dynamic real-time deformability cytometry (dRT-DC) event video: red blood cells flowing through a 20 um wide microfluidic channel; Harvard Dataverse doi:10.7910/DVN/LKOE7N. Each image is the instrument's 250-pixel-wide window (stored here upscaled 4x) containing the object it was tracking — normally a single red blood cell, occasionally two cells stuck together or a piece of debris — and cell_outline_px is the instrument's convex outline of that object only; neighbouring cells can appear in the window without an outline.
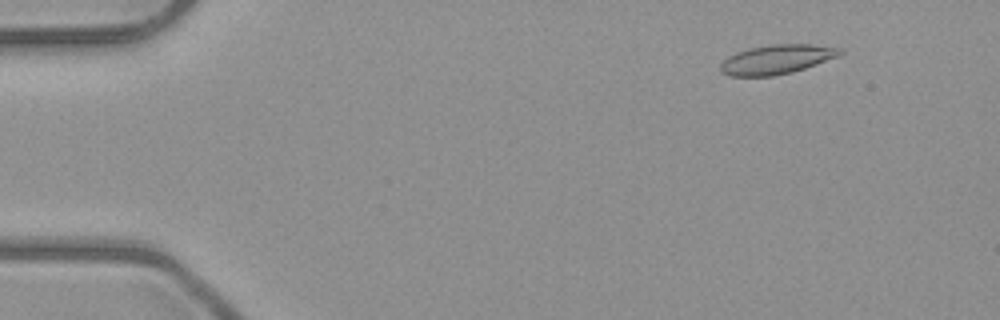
{"species": "common noctule bat (a hibernating species)", "species_latin": "Nyctalus noctula", "temperature_condition": "room temperature", "stored_images_in_passage": 5, "camera_frame_rate_fps": 3000, "um_per_image_px": 0.085, "animal": {"sex": "male", "body_mass_g": 23.1, "forearm_length_mm": 52.7}, "frame": {"image": 1, "passage_image": 2, "time_ms": 1.0, "image_size_px": [1000, 320], "cell_outline_px": [[844, 52], [840, 56], [792, 72], [772, 76], [728, 76], [720, 72], [720, 64], [728, 56], [736, 52], [752, 48], [772, 44], [812, 44], [844, 48]], "centroid_in_image_um": [66.04, 5.04], "position_along_channel_um": 19.0, "area_um2": 20.52}}
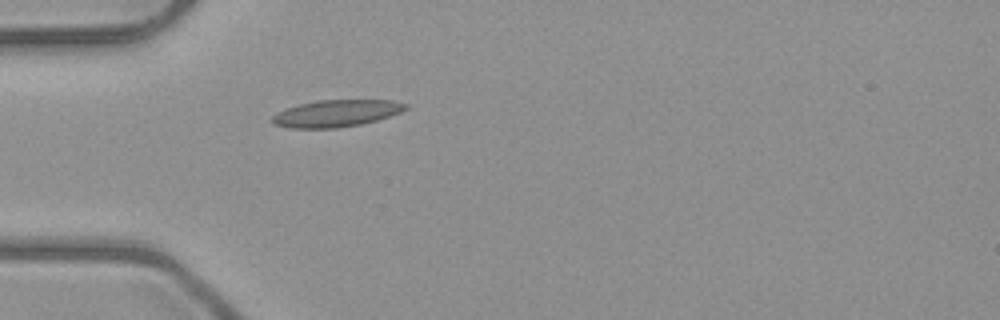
{"frame": {"image": 2, "passage_image": 5, "time_ms": 4.333, "image_size_px": [1000, 320], "cell_outline_px": [[408, 108], [400, 112], [376, 120], [360, 124], [336, 128], [292, 128], [272, 124], [272, 116], [276, 112], [300, 104], [316, 100], [392, 100], [408, 104]], "centroid_in_image_um": [28.57, 9.63], "position_along_channel_um": 56.4, "area_um2": 20.81}}